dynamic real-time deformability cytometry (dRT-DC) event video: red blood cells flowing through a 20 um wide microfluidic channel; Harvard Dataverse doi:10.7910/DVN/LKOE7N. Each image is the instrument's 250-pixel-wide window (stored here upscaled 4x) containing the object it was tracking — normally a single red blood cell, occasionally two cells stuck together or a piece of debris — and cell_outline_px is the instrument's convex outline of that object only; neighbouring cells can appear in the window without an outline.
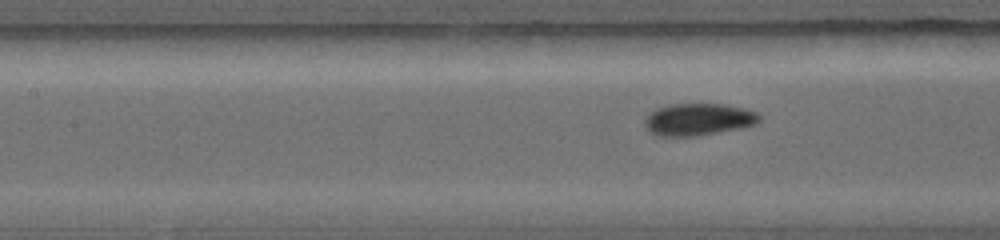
{"species": "common noctule bat (a hibernating species)", "species_latin": "Nyctalus noctula", "temperature_condition": "warm", "stored_images_in_passage": 19, "camera_frame_rate_fps": 5000, "um_per_image_px": 0.085, "animal": {"sex": "female", "body_mass_g": 19.0, "forearm_length_mm": 56.7}, "frame": {"image": 1, "passage_image": 4, "time_ms": 1.0, "image_size_px": [1000, 240], "cell_outline_px": [[760, 120], [756, 124], [744, 128], [700, 136], [660, 136], [648, 132], [644, 124], [644, 120], [656, 108], [668, 104], [724, 104], [744, 108], [756, 112], [760, 116]], "centroid_in_image_um": [59.37, 10.16], "position_along_channel_um": 148.0, "area_um2": 21.73}}
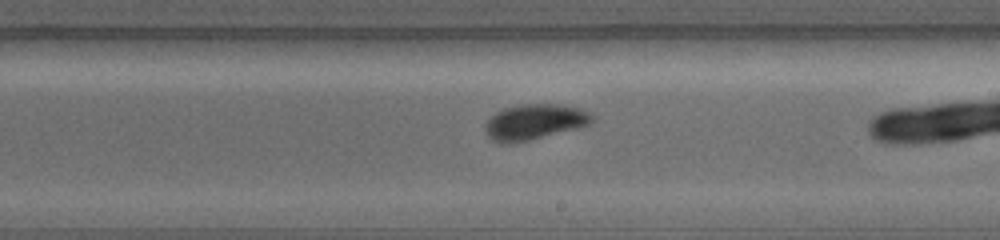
{"frame": {"image": 2, "passage_image": 10, "time_ms": 3.0, "image_size_px": [1000, 240], "cell_outline_px": [[596, 120], [580, 128], [512, 144], [500, 144], [492, 140], [488, 136], [484, 128], [484, 124], [496, 112], [504, 108], [520, 104], [560, 104], [580, 108], [596, 116]], "centroid_in_image_um": [45.45, 10.37], "position_along_channel_um": 243.6, "area_um2": 22.48}}
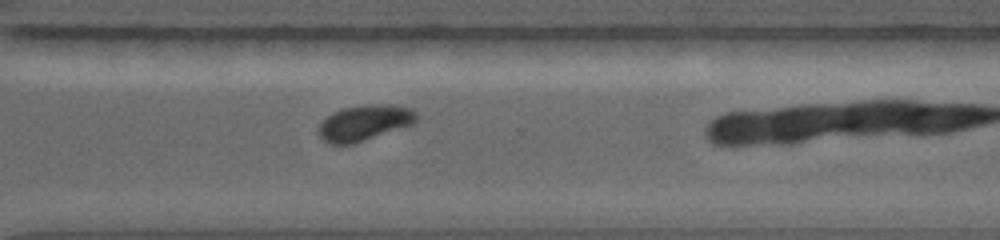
{"frame": {"image": 3, "passage_image": 15, "time_ms": 5.0, "image_size_px": [1000, 240], "cell_outline_px": [[416, 120], [412, 124], [352, 144], [328, 144], [320, 136], [320, 124], [332, 112], [344, 108], [376, 104], [388, 104], [412, 108], [416, 112]], "centroid_in_image_um": [30.98, 10.43], "position_along_channel_um": 339.6, "area_um2": 19.83}}